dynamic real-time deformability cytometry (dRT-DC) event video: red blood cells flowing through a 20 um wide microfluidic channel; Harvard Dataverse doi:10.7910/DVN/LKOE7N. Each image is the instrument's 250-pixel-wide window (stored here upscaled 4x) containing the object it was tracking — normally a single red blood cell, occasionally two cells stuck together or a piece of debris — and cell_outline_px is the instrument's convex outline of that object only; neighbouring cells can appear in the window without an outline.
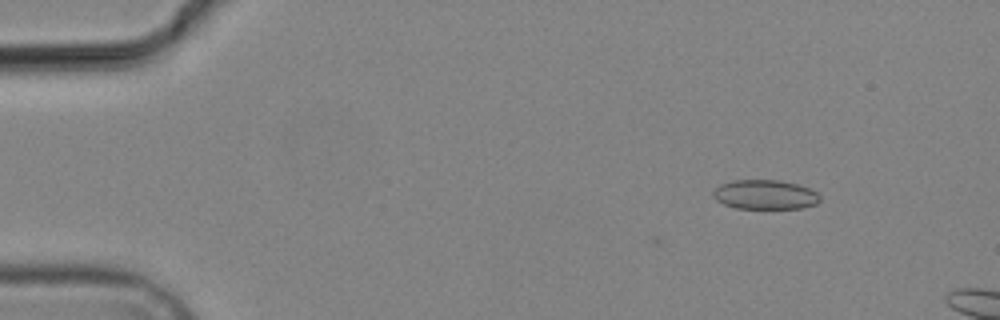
{"species": "common noctule bat (a hibernating species)", "species_latin": "Nyctalus noctula", "temperature_condition": "cold", "stored_images_in_passage": 3, "camera_frame_rate_fps": 3000, "um_per_image_px": 0.085, "animal": {"sex": "male", "body_mass_g": 19.2, "forearm_length_mm": 51.8}, "frame": {"image": 1, "passage_image": 2, "time_ms": 1.333, "image_size_px": [1000, 320], "cell_outline_px": [[820, 200], [816, 204], [804, 208], [736, 208], [724, 204], [716, 200], [712, 196], [712, 192], [720, 184], [732, 180], [780, 180], [796, 184], [808, 188], [816, 192], [820, 196]], "centroid_in_image_um": [65.01, 16.54], "position_along_channel_um": 20.0, "area_um2": 18.32}}